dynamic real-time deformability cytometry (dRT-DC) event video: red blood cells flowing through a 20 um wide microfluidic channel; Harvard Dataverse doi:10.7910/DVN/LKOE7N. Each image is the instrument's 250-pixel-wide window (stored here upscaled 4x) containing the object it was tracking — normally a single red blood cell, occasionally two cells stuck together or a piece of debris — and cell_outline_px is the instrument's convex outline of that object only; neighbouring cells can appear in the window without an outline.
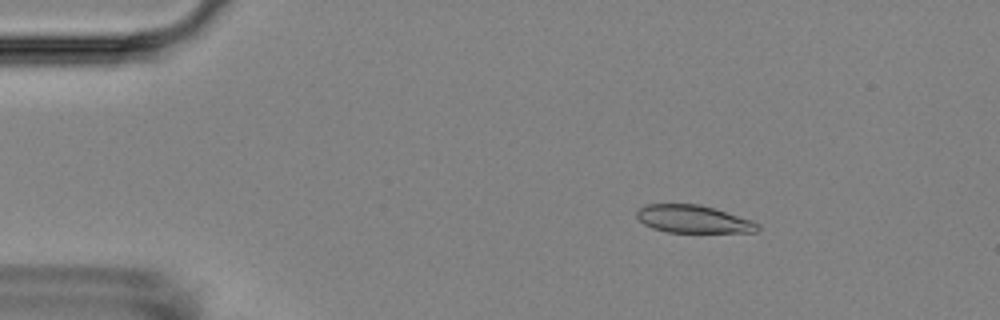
{"species": "Egyptian fruit bat (a non-hibernating species)", "species_latin": "Rousettus aegyptiacus", "temperature_condition": "room temperature", "stored_images_in_passage": 5, "camera_frame_rate_fps": 3000, "um_per_image_px": 0.085, "animal": {"sex": "female"}, "frame": {"image": 1, "passage_image": 3, "time_ms": 2.333, "image_size_px": [1000, 320], "cell_outline_px": [[760, 228], [756, 232], [668, 232], [652, 228], [644, 224], [636, 216], [636, 212], [644, 204], [700, 204], [752, 220], [760, 224]], "centroid_in_image_um": [58.92, 18.62], "position_along_channel_um": 26.1, "area_um2": 19.48}}